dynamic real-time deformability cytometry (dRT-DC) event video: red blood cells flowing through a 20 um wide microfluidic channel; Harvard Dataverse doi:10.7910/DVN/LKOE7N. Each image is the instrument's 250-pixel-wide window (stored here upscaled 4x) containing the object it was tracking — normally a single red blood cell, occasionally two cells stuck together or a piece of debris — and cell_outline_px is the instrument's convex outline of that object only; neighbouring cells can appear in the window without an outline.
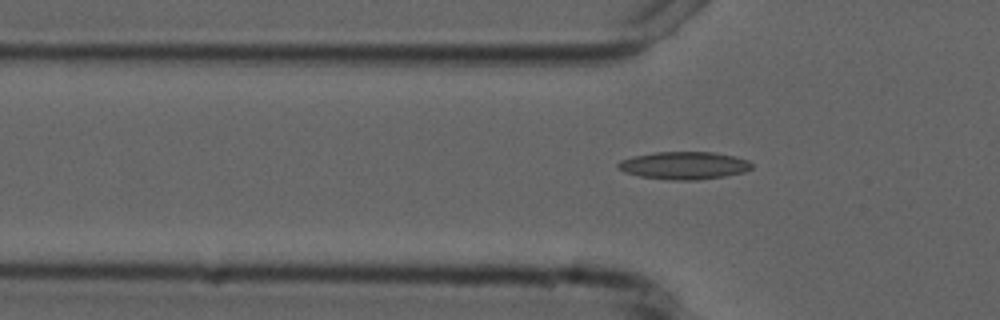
{"species": "common noctule bat (a hibernating species)", "species_latin": "Nyctalus noctula", "temperature_condition": "cold", "stored_images_in_passage": 6, "camera_frame_rate_fps": 3000, "um_per_image_px": 0.085, "animal": {"sex": "male", "forearm_length_mm": 52.5}, "frame": {"image": 1, "passage_image": 6, "time_ms": 6.0, "image_size_px": [1000, 320], "cell_outline_px": [[752, 168], [744, 172], [724, 176], [696, 180], [672, 180], [640, 176], [624, 172], [616, 168], [616, 164], [620, 160], [632, 156], [656, 152], [712, 152], [736, 156], [748, 160], [752, 164]], "centroid_in_image_um": [58.12, 14.06], "position_along_channel_um": 67.7, "area_um2": 21.62}}